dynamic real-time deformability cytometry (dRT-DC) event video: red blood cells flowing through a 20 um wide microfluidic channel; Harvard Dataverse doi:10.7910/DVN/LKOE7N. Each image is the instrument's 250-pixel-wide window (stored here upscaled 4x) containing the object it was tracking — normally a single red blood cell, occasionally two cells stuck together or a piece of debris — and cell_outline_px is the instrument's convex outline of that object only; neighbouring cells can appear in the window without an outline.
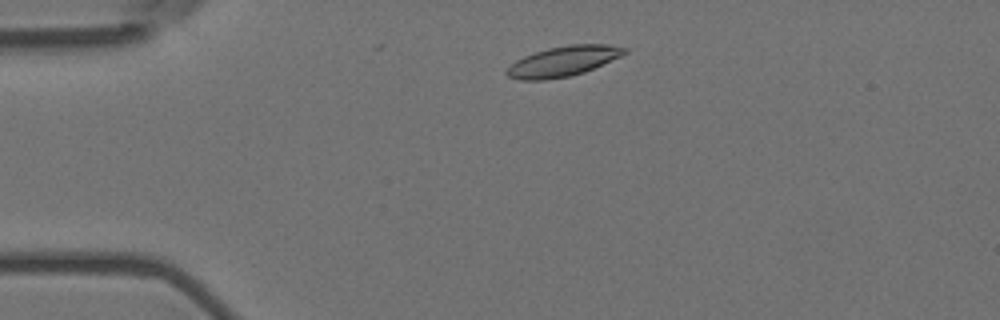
{"species": "Egyptian fruit bat (a non-hibernating species)", "species_latin": "Rousettus aegyptiacus", "temperature_condition": "room temperature", "stored_images_in_passage": 3, "camera_frame_rate_fps": 3000, "um_per_image_px": 0.085, "animal": {"sex": "female"}, "frame": {"image": 1, "passage_image": 2, "time_ms": 0.333, "image_size_px": [1000, 320], "cell_outline_px": [[628, 52], [620, 56], [584, 72], [568, 76], [544, 80], [520, 80], [508, 76], [504, 72], [516, 60], [524, 56], [548, 48], [568, 44], [608, 44], [628, 48]], "centroid_in_image_um": [47.87, 5.2], "position_along_channel_um": 37.1, "area_um2": 20.52}}